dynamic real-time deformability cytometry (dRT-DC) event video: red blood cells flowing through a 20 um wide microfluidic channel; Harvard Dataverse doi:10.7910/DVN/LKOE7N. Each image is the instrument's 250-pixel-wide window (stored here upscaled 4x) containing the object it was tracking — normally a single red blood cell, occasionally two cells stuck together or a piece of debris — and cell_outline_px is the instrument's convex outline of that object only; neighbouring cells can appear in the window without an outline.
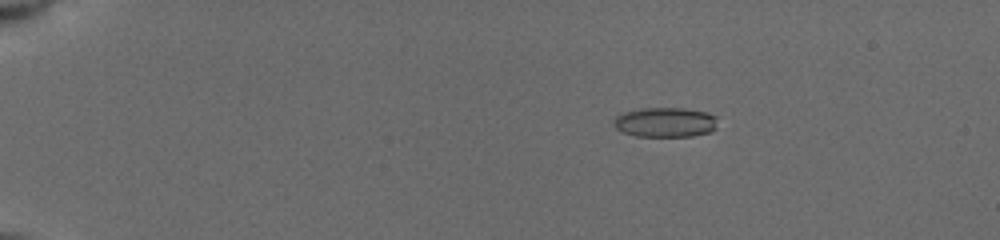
{"species": "common noctule bat (a hibernating species)", "species_latin": "Nyctalus noctula", "temperature_condition": "cold", "stored_images_in_passage": 31, "camera_frame_rate_fps": 3000, "um_per_image_px": 0.085, "animal": {"sex": "female", "body_mass_g": 19.5, "forearm_length_mm": 54.1}, "frame": {"image": 1, "passage_image": 13, "time_ms": 3.667, "image_size_px": [1000, 240], "cell_outline_px": [[716, 128], [712, 132], [692, 136], [636, 136], [624, 132], [616, 128], [612, 124], [612, 120], [620, 112], [640, 108], [684, 108], [708, 112], [716, 116]], "centroid_in_image_um": [56.53, 10.38], "position_along_channel_um": 28.5, "area_um2": 18.32}}
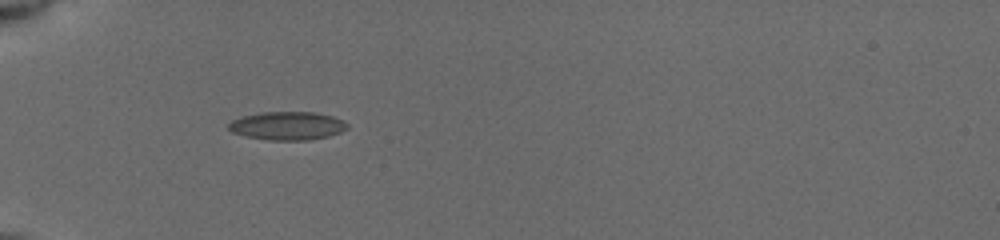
{"frame": {"image": 2, "passage_image": 20, "time_ms": 6.667, "image_size_px": [1000, 240], "cell_outline_px": [[348, 128], [340, 132], [328, 136], [308, 140], [268, 140], [244, 136], [232, 132], [228, 128], [228, 124], [232, 120], [240, 116], [260, 112], [316, 112], [332, 116], [344, 120], [348, 124]], "centroid_in_image_um": [24.41, 10.68], "position_along_channel_um": 60.6, "area_um2": 19.77}}
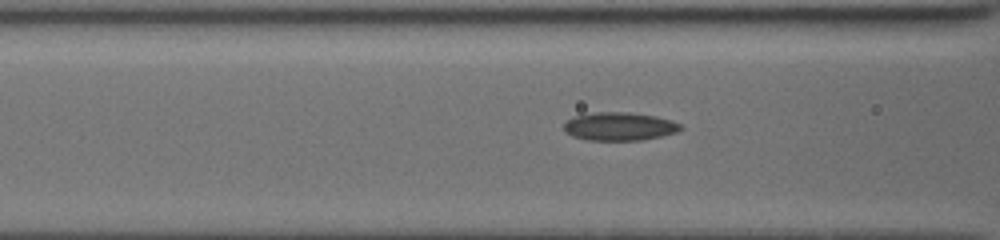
{"frame": {"image": 3, "passage_image": 28, "time_ms": 8.333, "image_size_px": [1000, 240], "cell_outline_px": [[684, 128], [676, 132], [660, 136], [640, 140], [588, 140], [572, 136], [564, 132], [564, 124], [568, 120], [576, 116], [596, 112], [628, 112], [656, 116], [672, 120], [680, 124]], "centroid_in_image_um": [52.66, 10.74], "position_along_channel_um": 113.9, "area_um2": 19.13}}